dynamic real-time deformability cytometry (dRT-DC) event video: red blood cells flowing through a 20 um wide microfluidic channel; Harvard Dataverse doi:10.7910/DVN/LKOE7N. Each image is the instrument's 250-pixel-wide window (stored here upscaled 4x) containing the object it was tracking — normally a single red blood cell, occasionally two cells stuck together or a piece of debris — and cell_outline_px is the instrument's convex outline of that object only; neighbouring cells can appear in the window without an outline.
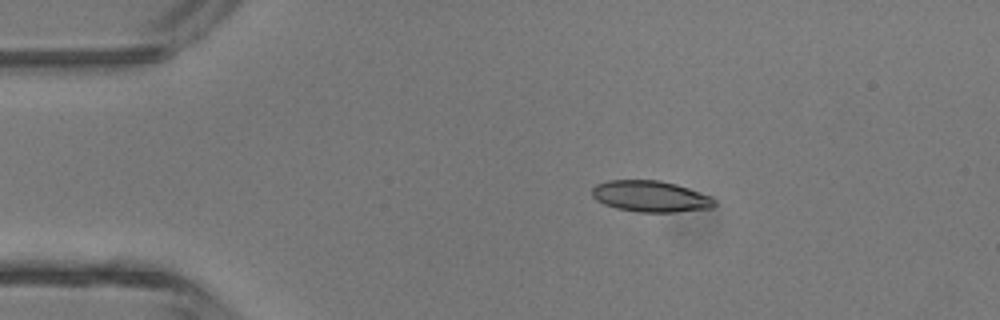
{"species": "common noctule bat (a hibernating species)", "species_latin": "Nyctalus noctula", "temperature_condition": "room temperature", "stored_images_in_passage": 5, "camera_frame_rate_fps": 3000, "um_per_image_px": 0.085, "animal": {"sex": "male", "body_mass_g": 13.3}, "frame": {"image": 1, "passage_image": 3, "time_ms": 0.667, "image_size_px": [1000, 320], "cell_outline_px": [[716, 204], [712, 208], [676, 212], [636, 212], [616, 208], [604, 204], [596, 200], [592, 196], [592, 188], [596, 184], [608, 180], [660, 180], [676, 184], [712, 196], [716, 200]], "centroid_in_image_um": [55.31, 16.69], "position_along_channel_um": 29.7, "area_um2": 22.48}}